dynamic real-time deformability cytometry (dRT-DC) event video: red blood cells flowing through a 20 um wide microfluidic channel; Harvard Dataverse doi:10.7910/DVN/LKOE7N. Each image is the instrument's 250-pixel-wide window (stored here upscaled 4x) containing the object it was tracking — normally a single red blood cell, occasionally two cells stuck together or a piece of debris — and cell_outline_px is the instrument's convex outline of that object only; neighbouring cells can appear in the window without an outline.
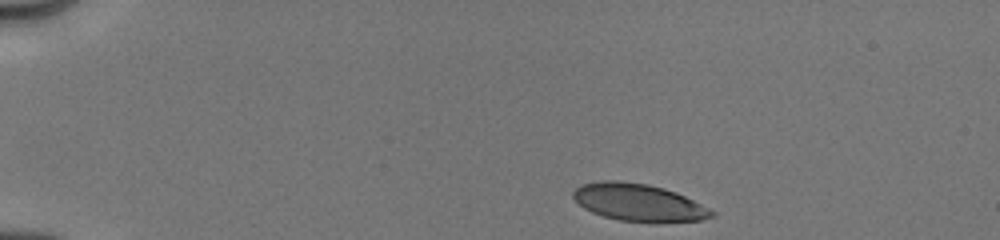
{"species": "human", "species_latin": "Homo sapiens", "temperature_condition": "cold", "stored_images_in_passage": 44, "camera_frame_rate_fps": 3000, "um_per_image_px": 0.085, "donor": {"sex": "male"}, "frame": {"image": 1, "passage_image": 1, "time_ms": 0.0, "image_size_px": [1000, 240], "cell_outline_px": [[716, 216], [700, 220], [620, 220], [604, 216], [592, 212], [584, 208], [572, 196], [572, 192], [580, 184], [600, 180], [616, 180], [648, 184], [664, 188], [676, 192], [716, 212]], "centroid_in_image_um": [54.23, 17.16], "position_along_channel_um": 30.8, "area_um2": 29.36}}
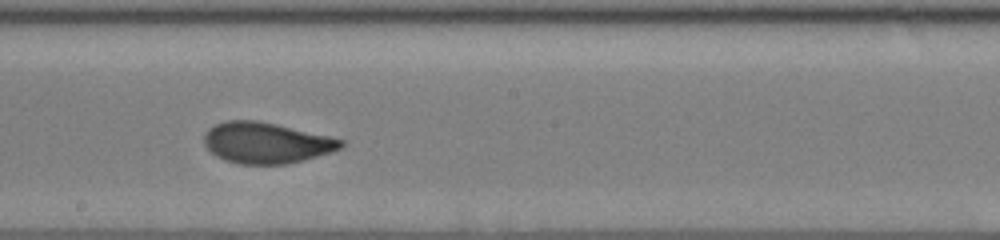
{"frame": {"image": 2, "passage_image": 25, "time_ms": 7.0, "image_size_px": [1000, 240], "cell_outline_px": [[348, 144], [332, 152], [304, 160], [288, 164], [240, 164], [224, 160], [216, 156], [204, 144], [204, 132], [208, 128], [216, 124], [228, 120], [256, 120], [276, 124], [328, 136], [344, 140]], "centroid_in_image_um": [22.63, 12.14], "position_along_channel_um": 225.6, "area_um2": 32.71}}
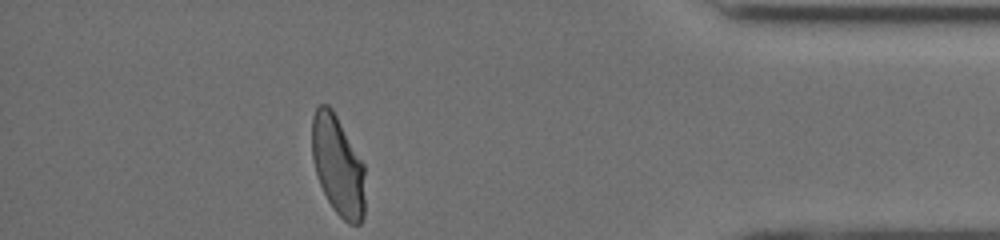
{"frame": {"image": 3, "passage_image": 43, "time_ms": 12.333, "image_size_px": [1000, 240], "cell_outline_px": [[364, 216], [360, 224], [348, 224], [332, 208], [320, 184], [312, 160], [312, 116], [316, 108], [320, 104], [328, 104], [332, 108], [364, 164]], "centroid_in_image_um": [28.72, 14.07], "position_along_channel_um": 406.5, "area_um2": 30.87}, "authors_computed_cell_mechanics": {"area_um2": 32.2235, "velocity_mm_per_s": 4.0128, "shape_relaxation_time_tau1_ms": 4.0602, "shape_relaxation_time_tau2_ms": 0.751, "deformation_change_tau1": 0.1575, "deformation_change_tau2": 0.0485}}